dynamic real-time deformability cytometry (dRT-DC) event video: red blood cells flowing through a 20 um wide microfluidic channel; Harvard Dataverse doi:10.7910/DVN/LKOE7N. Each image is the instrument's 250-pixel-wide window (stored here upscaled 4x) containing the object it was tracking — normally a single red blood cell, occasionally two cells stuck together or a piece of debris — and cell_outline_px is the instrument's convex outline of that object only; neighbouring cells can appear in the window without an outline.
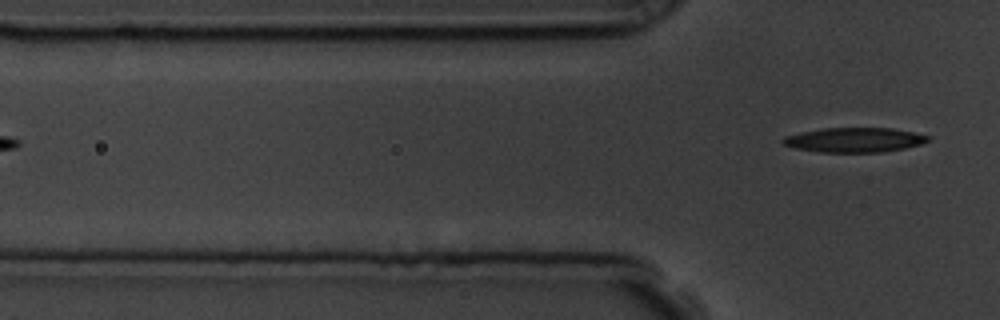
{"species": "common noctule bat (a hibernating species)", "species_latin": "Nyctalus noctula", "temperature_condition": "room temperature", "stored_images_in_passage": 5, "camera_frame_rate_fps": 3000, "um_per_image_px": 0.085, "animal": {"sex": "male", "body_mass_g": 19.5, "forearm_length_mm": 54.6}, "frame": {"image": 1, "passage_image": 5, "time_ms": 5.333, "image_size_px": [1000, 320], "cell_outline_px": [[932, 136], [928, 140], [920, 144], [904, 148], [884, 152], [820, 152], [796, 148], [780, 144], [780, 140], [784, 136], [800, 132], [824, 128], [892, 128]], "centroid_in_image_um": [72.58, 11.89], "position_along_channel_um": 53.2, "area_um2": 20.87}}